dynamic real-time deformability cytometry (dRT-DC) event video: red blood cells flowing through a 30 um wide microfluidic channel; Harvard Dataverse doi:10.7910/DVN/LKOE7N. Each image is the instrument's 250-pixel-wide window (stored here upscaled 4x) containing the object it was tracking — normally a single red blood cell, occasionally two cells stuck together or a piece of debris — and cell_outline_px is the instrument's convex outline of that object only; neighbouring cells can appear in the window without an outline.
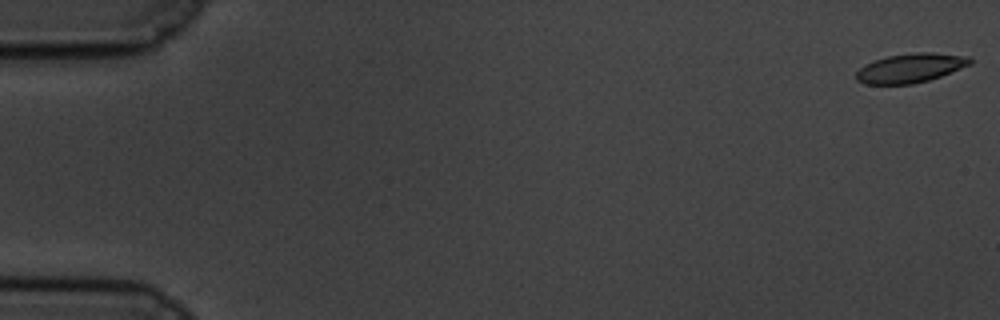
{"species": "common noctule bat (a hibernating species)", "species_latin": "Nyctalus noctula", "temperature_condition": "cold", "stored_images_in_passage": 59, "camera_frame_rate_fps": 3000, "um_per_image_px": 0.085, "animal": {"sex": "male", "body_mass_g": 19.5, "forearm_length_mm": 54.6}, "frame": {"image": 1, "passage_image": 1, "time_ms": 0.0, "image_size_px": [1000, 320], "cell_outline_px": [[972, 64], [940, 76], [928, 80], [912, 84], [864, 84], [856, 80], [856, 72], [864, 64], [888, 56], [916, 52], [932, 52], [972, 56]], "centroid_in_image_um": [77.41, 5.77], "position_along_channel_um": 7.6, "area_um2": 19.42}}
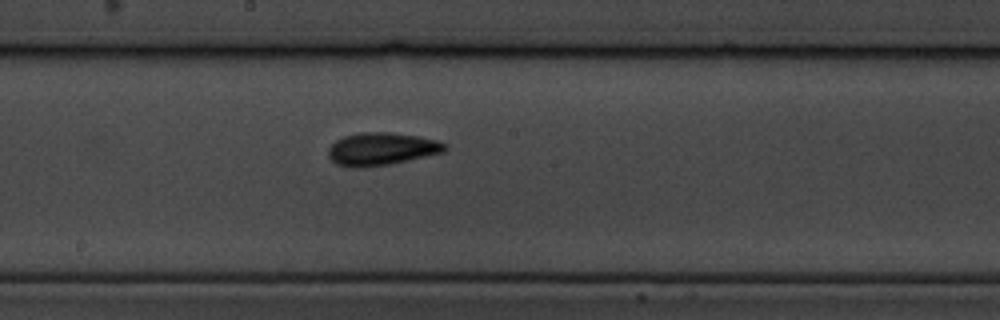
{"frame": {"image": 2, "passage_image": 32, "time_ms": 10.333, "image_size_px": [1000, 320], "cell_outline_px": [[448, 148], [444, 152], [392, 164], [364, 168], [348, 168], [336, 164], [328, 156], [328, 148], [336, 140], [344, 136], [360, 132], [388, 132], [420, 136], [440, 140], [448, 144]], "centroid_in_image_um": [32.45, 12.67], "position_along_channel_um": 215.7, "area_um2": 22.72}}
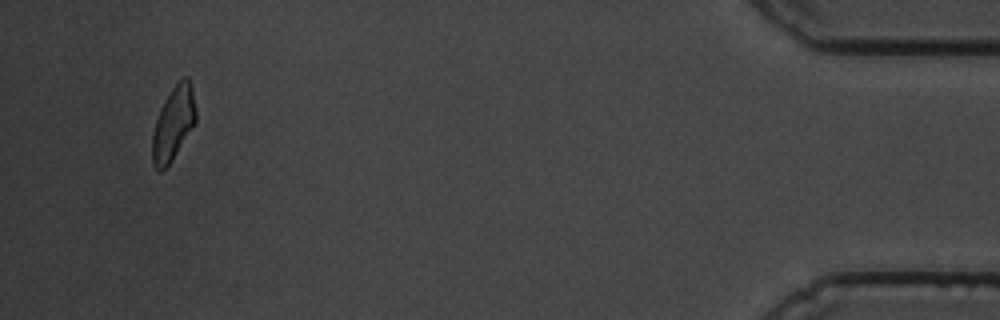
{"frame": {"image": 3, "passage_image": 56, "time_ms": 18.333, "image_size_px": [1000, 320], "cell_outline_px": [[196, 120], [172, 160], [160, 172], [152, 164], [152, 132], [160, 108], [164, 100], [172, 88], [184, 76], [188, 76], [192, 88], [196, 112]], "centroid_in_image_um": [14.71, 10.48], "position_along_channel_um": 420.5, "area_um2": 18.44}, "authors_computed_cell_mechanics": {"area_um2": 20.1144, "velocity_mm_per_s": 3.4592, "shape_relaxation_time_tau1_ms": 4.2388, "shape_relaxation_time_tau2_ms": 6.3464, "deformation_change_tau1": 0.1114, "deformation_change_tau2": 0.1138}}